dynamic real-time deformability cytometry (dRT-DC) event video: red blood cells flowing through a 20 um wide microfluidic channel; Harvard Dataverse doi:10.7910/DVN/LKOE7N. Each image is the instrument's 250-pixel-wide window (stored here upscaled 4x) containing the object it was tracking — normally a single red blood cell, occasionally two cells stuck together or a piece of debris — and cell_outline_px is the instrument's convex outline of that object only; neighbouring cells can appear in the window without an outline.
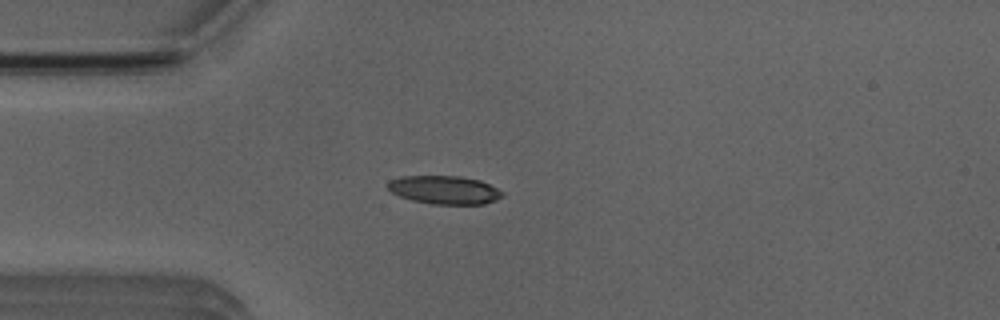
{"species": "Egyptian fruit bat (a non-hibernating species)", "species_latin": "Rousettus aegyptiacus", "temperature_condition": "room temperature", "stored_images_in_passage": 3, "camera_frame_rate_fps": 3000, "um_per_image_px": 0.085, "animal": {"sex": "male"}, "frame": {"image": 1, "passage_image": 3, "time_ms": 2.333, "image_size_px": [1000, 320], "cell_outline_px": [[504, 196], [496, 200], [484, 204], [432, 204], [412, 200], [400, 196], [392, 192], [388, 188], [388, 180], [400, 176], [460, 176], [480, 180], [504, 192]], "centroid_in_image_um": [37.78, 16.14], "position_along_channel_um": 47.2, "area_um2": 18.96}}